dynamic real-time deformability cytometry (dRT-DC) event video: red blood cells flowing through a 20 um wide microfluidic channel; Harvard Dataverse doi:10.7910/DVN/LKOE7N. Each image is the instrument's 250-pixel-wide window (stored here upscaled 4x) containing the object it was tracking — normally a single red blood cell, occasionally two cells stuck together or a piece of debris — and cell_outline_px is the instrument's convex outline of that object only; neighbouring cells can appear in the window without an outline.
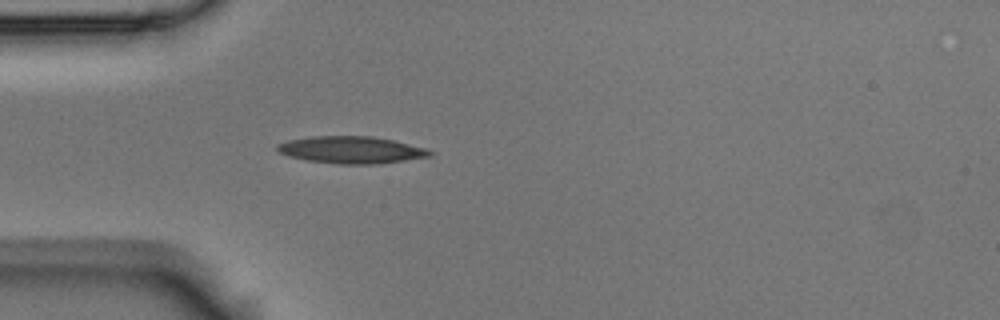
{"species": "Egyptian fruit bat (a non-hibernating species)", "species_latin": "Rousettus aegyptiacus", "temperature_condition": "room temperature", "stored_images_in_passage": 5, "camera_frame_rate_fps": 3000, "um_per_image_px": 0.085, "animal": {"sex": "male"}, "frame": {"image": 1, "passage_image": 5, "time_ms": 1.333, "image_size_px": [1000, 320], "cell_outline_px": [[436, 152], [432, 156], [380, 164], [340, 164], [308, 160], [288, 156], [280, 152], [276, 148], [276, 144], [288, 140], [312, 136], [372, 136], [392, 140], [428, 148]], "centroid_in_image_um": [29.92, 12.74], "position_along_channel_um": 55.1, "area_um2": 24.22}}